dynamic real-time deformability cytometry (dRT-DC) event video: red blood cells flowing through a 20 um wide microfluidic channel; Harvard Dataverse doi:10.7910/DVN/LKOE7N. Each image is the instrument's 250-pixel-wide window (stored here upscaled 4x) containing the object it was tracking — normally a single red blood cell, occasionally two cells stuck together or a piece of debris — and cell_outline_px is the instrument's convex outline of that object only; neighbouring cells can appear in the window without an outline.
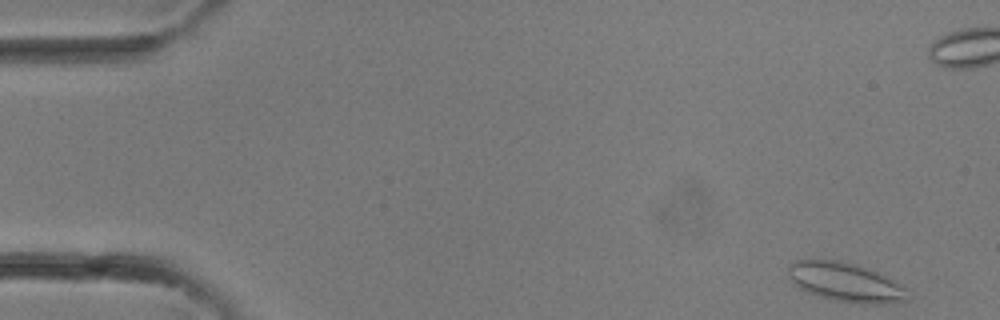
{"species": "common noctule bat (a hibernating species)", "species_latin": "Nyctalus noctula", "temperature_condition": "room temperature", "stored_images_in_passage": 33, "camera_frame_rate_fps": 3000, "um_per_image_px": 0.085, "animal": {"sex": "female"}, "frame": {"image": 1, "passage_image": 1, "time_ms": 0.0, "image_size_px": [1000, 320], "cell_outline_px": [[908, 300], [888, 304], [852, 304], [820, 296], [808, 292], [792, 284], [788, 276], [788, 264], [792, 260], [808, 256], [848, 260], [880, 272], [888, 276], [908, 288]], "centroid_in_image_um": [71.84, 23.92], "position_along_channel_um": 13.2, "area_um2": 28.9}}
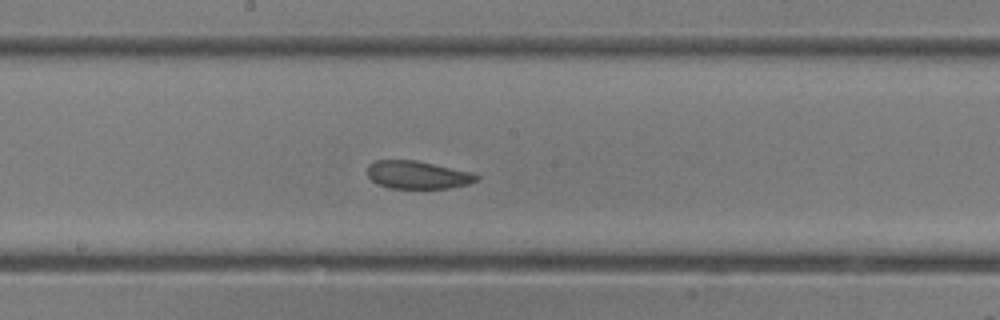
{"frame": {"image": 2, "passage_image": 17, "time_ms": 5.333, "image_size_px": [1000, 320], "cell_outline_px": [[480, 176], [476, 180], [468, 184], [448, 188], [388, 188], [372, 180], [368, 176], [368, 164], [376, 160], [416, 160], [468, 172]], "centroid_in_image_um": [35.45, 14.86], "position_along_channel_um": 212.8, "area_um2": 17.4}}
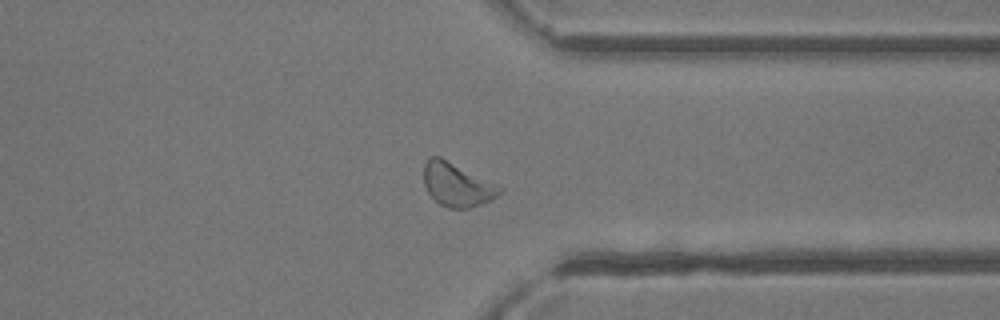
{"frame": {"image": 3, "passage_image": 25, "time_ms": 8.0, "image_size_px": [1000, 320], "cell_outline_px": [[504, 192], [492, 200], [468, 208], [448, 208], [440, 204], [428, 192], [424, 184], [424, 164], [428, 156], [440, 156], [504, 188]], "centroid_in_image_um": [38.86, 15.69], "position_along_channel_um": 372.5, "area_um2": 19.25}}